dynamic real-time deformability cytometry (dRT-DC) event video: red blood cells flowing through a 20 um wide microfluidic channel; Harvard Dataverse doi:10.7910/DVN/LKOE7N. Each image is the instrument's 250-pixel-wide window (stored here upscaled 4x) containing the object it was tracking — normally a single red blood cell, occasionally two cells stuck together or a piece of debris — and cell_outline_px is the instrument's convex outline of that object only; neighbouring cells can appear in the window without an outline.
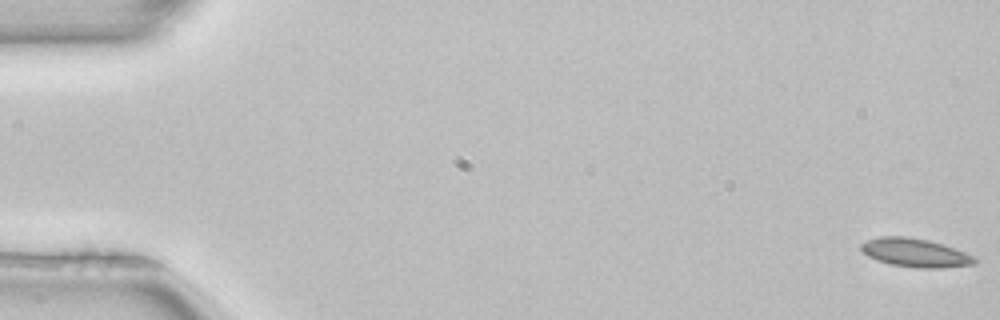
{"species": "common noctule bat (a hibernating species)", "species_latin": "Nyctalus noctula", "temperature_condition": "room temperature", "stored_images_in_passage": 13, "camera_frame_rate_fps": 3000, "um_per_image_px": 0.085, "animal": {"sex": "female", "body_mass_g": 22.7, "forearm_length_mm": 54.2}, "frame": {"image": 1, "passage_image": 1, "time_ms": 0.0, "image_size_px": [1000, 320], "cell_outline_px": [[980, 260], [976, 264], [940, 268], [916, 268], [888, 264], [876, 260], [868, 256], [860, 248], [860, 244], [868, 240], [880, 236], [904, 236], [928, 240], [976, 256]], "centroid_in_image_um": [77.81, 21.5], "position_along_channel_um": 7.2, "area_um2": 18.96}}